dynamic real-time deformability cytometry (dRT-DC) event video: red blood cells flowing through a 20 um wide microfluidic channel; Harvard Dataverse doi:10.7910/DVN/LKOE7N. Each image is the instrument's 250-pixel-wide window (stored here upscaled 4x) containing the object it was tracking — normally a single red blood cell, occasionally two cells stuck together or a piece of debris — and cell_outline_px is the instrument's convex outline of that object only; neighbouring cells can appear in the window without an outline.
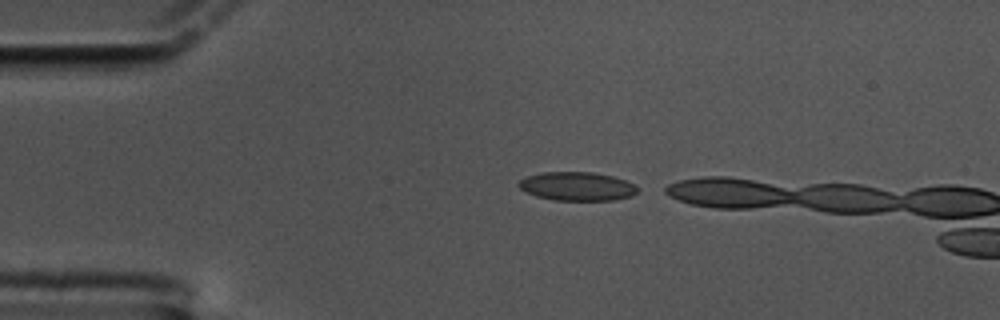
{"species": "common noctule bat (a hibernating species)", "species_latin": "Nyctalus noctula", "temperature_condition": "cold", "stored_images_in_passage": 6, "camera_frame_rate_fps": 3000, "um_per_image_px": 0.085, "animal": {"sex": "male", "body_mass_g": 17.5, "forearm_length_mm": 52.3}, "frame": {"image": 1, "passage_image": 2, "time_ms": 0.333, "image_size_px": [1000, 320], "cell_outline_px": [[636, 192], [632, 196], [612, 200], [552, 200], [536, 196], [520, 188], [516, 184], [524, 176], [544, 172], [592, 172], [612, 176], [636, 184]], "centroid_in_image_um": [49.02, 15.83], "position_along_channel_um": 36.0, "area_um2": 19.83}}